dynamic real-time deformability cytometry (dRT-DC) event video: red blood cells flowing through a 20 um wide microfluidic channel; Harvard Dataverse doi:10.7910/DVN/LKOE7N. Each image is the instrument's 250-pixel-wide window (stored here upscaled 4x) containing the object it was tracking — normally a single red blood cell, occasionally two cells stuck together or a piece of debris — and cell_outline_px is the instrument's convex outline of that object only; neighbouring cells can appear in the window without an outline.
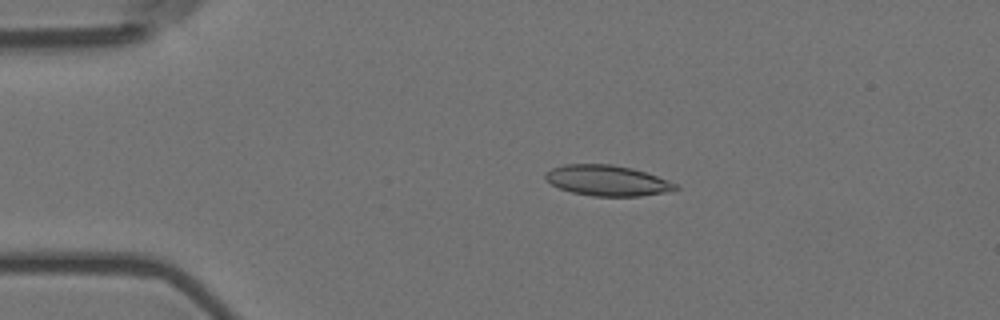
{"species": "Egyptian fruit bat (a non-hibernating species)", "species_latin": "Rousettus aegyptiacus", "temperature_condition": "room temperature", "stored_images_in_passage": 7, "camera_frame_rate_fps": 3000, "um_per_image_px": 0.085, "animal": {"sex": "female"}, "frame": {"image": 1, "passage_image": 2, "time_ms": 0.333, "image_size_px": [1000, 320], "cell_outline_px": [[680, 188], [664, 192], [640, 196], [592, 196], [572, 192], [560, 188], [552, 184], [544, 176], [544, 172], [552, 168], [564, 164], [612, 164], [632, 168], [668, 180], [676, 184]], "centroid_in_image_um": [51.59, 15.34], "position_along_channel_um": 33.4, "area_um2": 23.0}}
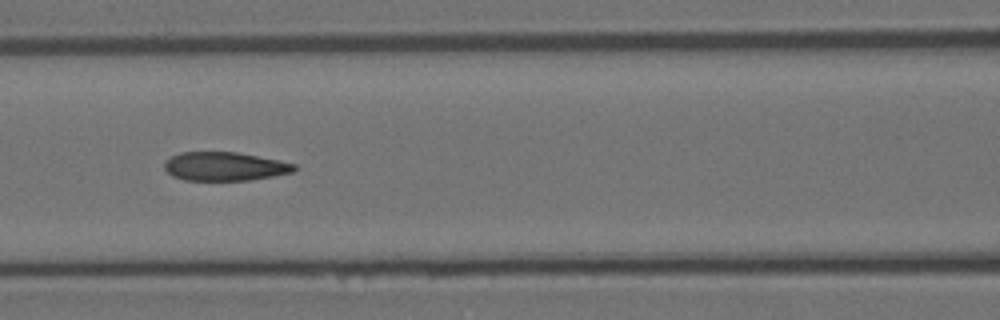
{"frame": {"image": 2, "passage_image": 6, "time_ms": 1.667, "image_size_px": [1000, 320], "cell_outline_px": [[300, 168], [292, 172], [272, 176], [248, 180], [184, 180], [172, 176], [164, 168], [164, 164], [172, 156], [180, 152], [236, 152], [280, 160], [296, 164]], "centroid_in_image_um": [19.13, 14.14], "position_along_channel_um": 147.5, "area_um2": 21.68}}
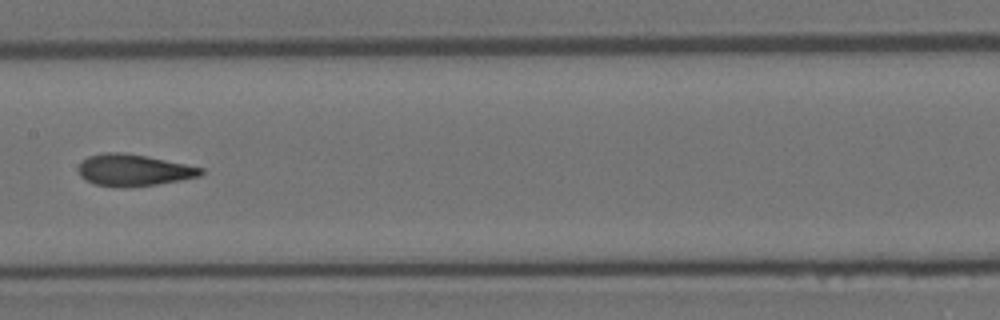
{"frame": {"image": 3, "passage_image": 7, "time_ms": 2.0, "image_size_px": [1000, 320], "cell_outline_px": [[204, 172], [200, 176], [180, 180], [156, 184], [124, 188], [96, 184], [84, 180], [80, 176], [76, 168], [88, 156], [104, 152], [124, 152], [148, 156], [204, 168]], "centroid_in_image_um": [11.33, 14.46], "position_along_channel_um": 196.1, "area_um2": 22.77}}